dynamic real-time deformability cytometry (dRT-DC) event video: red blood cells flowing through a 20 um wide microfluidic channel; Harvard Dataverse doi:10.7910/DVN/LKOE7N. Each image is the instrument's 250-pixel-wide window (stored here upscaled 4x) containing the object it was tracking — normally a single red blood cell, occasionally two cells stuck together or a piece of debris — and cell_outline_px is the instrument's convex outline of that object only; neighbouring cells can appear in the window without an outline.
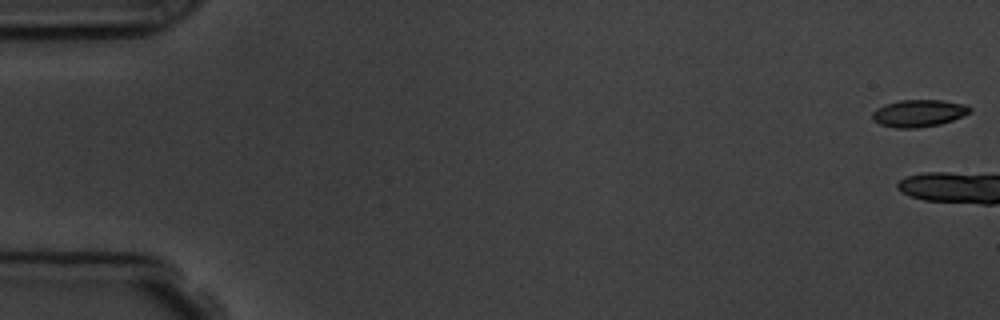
{"species": "common noctule bat (a hibernating species)", "species_latin": "Nyctalus noctula", "temperature_condition": "room temperature", "stored_images_in_passage": 4, "camera_frame_rate_fps": 3000, "um_per_image_px": 0.085, "animal": {"sex": "male", "body_mass_g": 19.5, "forearm_length_mm": 54.6}, "frame": {"image": 1, "passage_image": 1, "time_ms": 0.0, "image_size_px": [1000, 320], "cell_outline_px": [[972, 112], [964, 116], [940, 124], [916, 128], [896, 128], [880, 124], [872, 120], [872, 112], [876, 108], [884, 104], [900, 100], [944, 100], [968, 104], [972, 108]], "centroid_in_image_um": [78.12, 9.61], "position_along_channel_um": 6.9, "area_um2": 15.72}}